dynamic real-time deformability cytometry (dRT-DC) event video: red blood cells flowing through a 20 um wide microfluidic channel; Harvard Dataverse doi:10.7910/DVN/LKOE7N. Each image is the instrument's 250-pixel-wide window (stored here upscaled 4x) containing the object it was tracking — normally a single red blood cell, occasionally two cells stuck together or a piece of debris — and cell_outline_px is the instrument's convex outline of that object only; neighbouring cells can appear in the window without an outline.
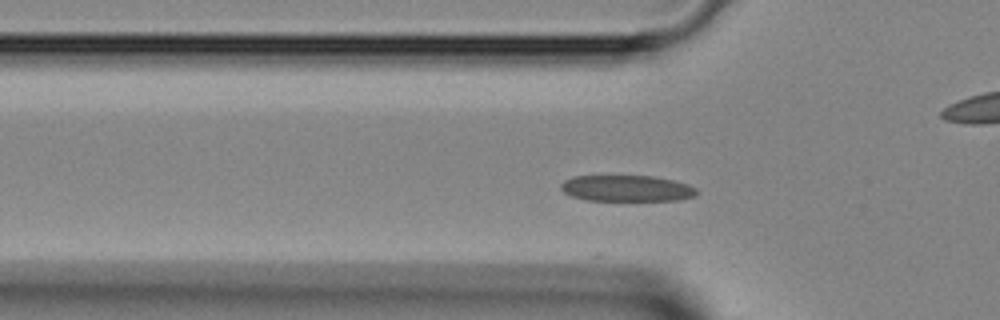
{"species": "Egyptian fruit bat (a non-hibernating species)", "species_latin": "Rousettus aegyptiacus", "temperature_condition": "room temperature", "stored_images_in_passage": 41, "camera_frame_rate_fps": 3000, "um_per_image_px": 0.085, "animal": {"sex": "female"}, "frame": {"image": 1, "passage_image": 10, "time_ms": 3.0, "image_size_px": [1000, 320], "cell_outline_px": [[696, 196], [680, 200], [588, 200], [572, 196], [564, 192], [560, 188], [560, 184], [564, 180], [572, 176], [652, 176], [672, 180], [688, 184], [696, 188]], "centroid_in_image_um": [53.26, 16.0], "position_along_channel_um": 72.5, "area_um2": 20.63}}
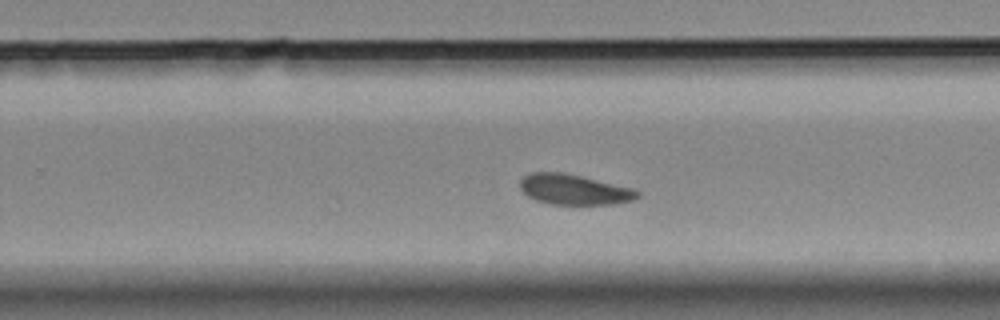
{"frame": {"image": 2, "passage_image": 24, "time_ms": 7.667, "image_size_px": [1000, 320], "cell_outline_px": [[640, 196], [636, 200], [612, 204], [548, 204], [536, 200], [528, 196], [520, 188], [520, 180], [524, 176], [532, 172], [560, 172], [580, 176], [636, 188], [640, 192]], "centroid_in_image_um": [48.84, 16.11], "position_along_channel_um": 281.0, "area_um2": 20.87}}
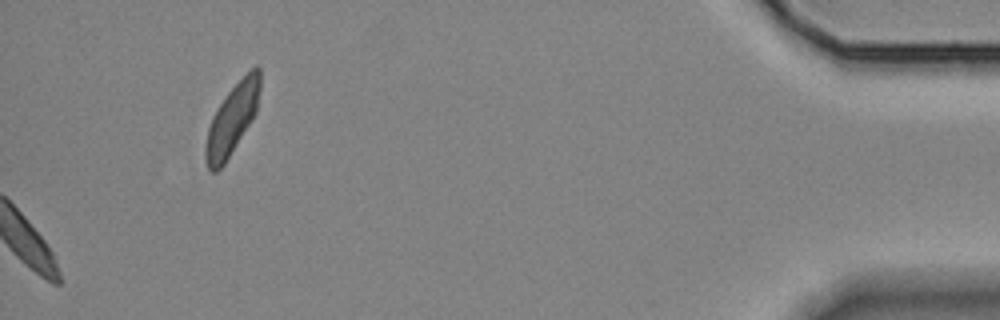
{"frame": {"image": 3, "passage_image": 41, "time_ms": 13.333, "image_size_px": [1000, 320], "cell_outline_px": [[260, 88], [256, 112], [252, 120], [224, 164], [216, 172], [212, 172], [208, 168], [204, 160], [204, 148], [208, 128], [212, 116], [228, 92], [256, 64], [260, 68]], "centroid_in_image_um": [19.71, 10.17], "position_along_channel_um": 415.5, "area_um2": 22.08}}